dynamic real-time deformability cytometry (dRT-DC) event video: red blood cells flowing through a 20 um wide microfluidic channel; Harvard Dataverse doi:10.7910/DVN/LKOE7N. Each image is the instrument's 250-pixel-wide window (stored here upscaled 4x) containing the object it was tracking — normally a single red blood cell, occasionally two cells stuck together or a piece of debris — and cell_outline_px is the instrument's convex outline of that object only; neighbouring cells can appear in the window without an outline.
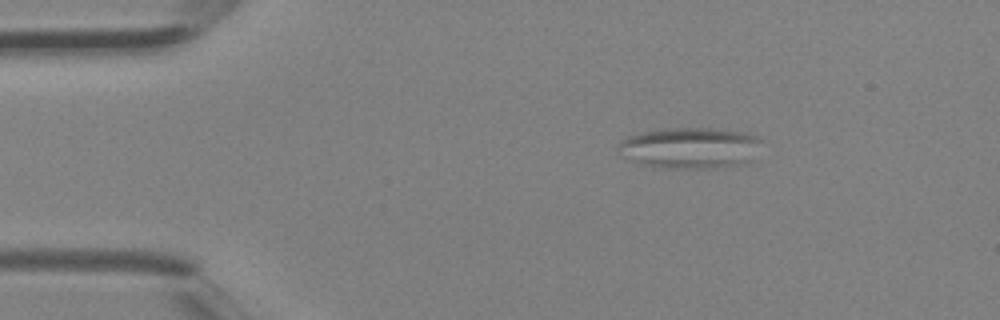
{"species": "Egyptian fruit bat (a non-hibernating species)", "species_latin": "Rousettus aegyptiacus", "temperature_condition": "room temperature", "stored_images_in_passage": 2, "camera_frame_rate_fps": 3000, "um_per_image_px": 0.085, "animal": {"sex": "female"}, "frame": {"image": 1, "passage_image": 2, "time_ms": 0.333, "image_size_px": [1000, 320], "cell_outline_px": [[764, 140], [752, 160], [740, 164], [712, 168], [656, 168], [620, 156], [620, 144], [628, 136], [640, 132], [664, 128], [716, 128], [748, 132], [760, 136]], "centroid_in_image_um": [58.73, 12.55], "position_along_channel_um": 26.3, "area_um2": 34.74}}